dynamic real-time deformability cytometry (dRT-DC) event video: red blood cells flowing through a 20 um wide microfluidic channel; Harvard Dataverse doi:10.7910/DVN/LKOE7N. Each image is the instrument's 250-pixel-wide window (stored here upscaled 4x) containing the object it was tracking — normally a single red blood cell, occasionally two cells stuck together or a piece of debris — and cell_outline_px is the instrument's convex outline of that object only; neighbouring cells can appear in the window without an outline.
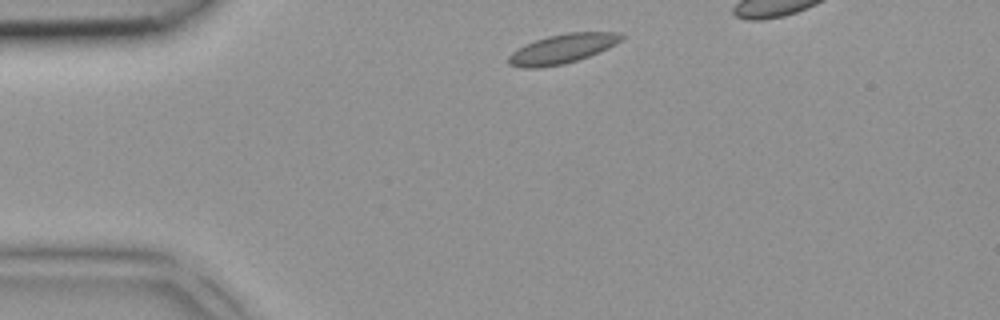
{"species": "common noctule bat (a hibernating species)", "species_latin": "Nyctalus noctula", "temperature_condition": "room temperature", "stored_images_in_passage": 3, "camera_frame_rate_fps": 3000, "um_per_image_px": 0.085, "animal": {"sex": "female", "body_mass_g": 18.4}, "frame": {"image": 1, "passage_image": 1, "time_ms": 0.0, "image_size_px": [1000, 320], "cell_outline_px": [[624, 36], [620, 40], [608, 48], [588, 56], [564, 64], [536, 68], [520, 68], [508, 64], [508, 56], [512, 52], [524, 44], [548, 36], [568, 32], [624, 32]], "centroid_in_image_um": [47.77, 4.14], "position_along_channel_um": 37.2, "area_um2": 19.25}}